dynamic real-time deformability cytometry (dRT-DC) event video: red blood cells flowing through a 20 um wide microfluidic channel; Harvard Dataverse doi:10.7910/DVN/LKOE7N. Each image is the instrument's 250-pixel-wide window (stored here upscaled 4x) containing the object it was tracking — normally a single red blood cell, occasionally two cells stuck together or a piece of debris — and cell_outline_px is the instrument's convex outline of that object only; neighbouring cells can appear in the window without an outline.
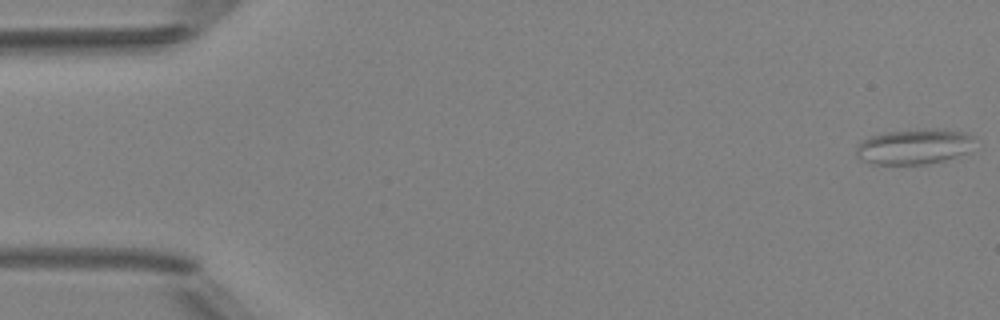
{"species": "Egyptian fruit bat (a non-hibernating species)", "species_latin": "Rousettus aegyptiacus", "temperature_condition": "room temperature", "stored_images_in_passage": 8, "camera_frame_rate_fps": 3000, "um_per_image_px": 0.085, "animal": {"sex": "female"}, "frame": {"image": 1, "passage_image": 1, "time_ms": 0.0, "image_size_px": [1000, 320], "cell_outline_px": [[976, 136], [968, 152], [944, 160], [928, 164], [872, 164], [856, 156], [856, 148], [860, 140], [868, 136], [888, 132], [920, 128], [944, 128], [964, 132]], "centroid_in_image_um": [77.71, 12.43], "position_along_channel_um": 7.3, "area_um2": 24.8}}
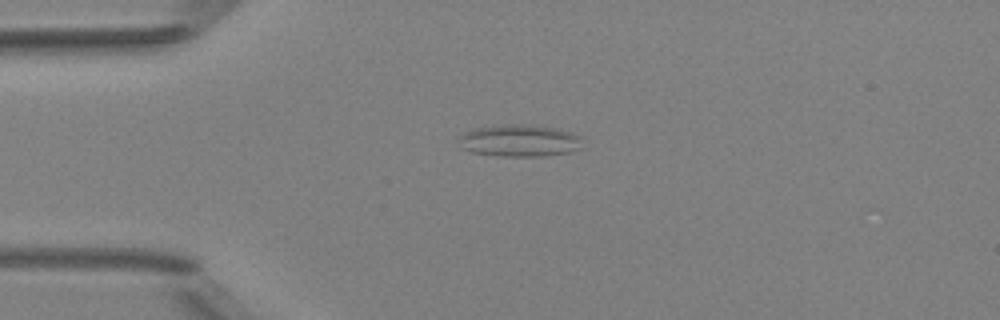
{"frame": {"image": 2, "passage_image": 5, "time_ms": 4.333, "image_size_px": [1000, 320], "cell_outline_px": [[584, 136], [580, 148], [568, 152], [544, 156], [496, 156], [472, 152], [460, 148], [460, 136], [464, 132], [472, 128], [508, 124], [524, 124], [556, 128]], "centroid_in_image_um": [44.16, 11.95], "position_along_channel_um": 40.8, "area_um2": 23.29}}
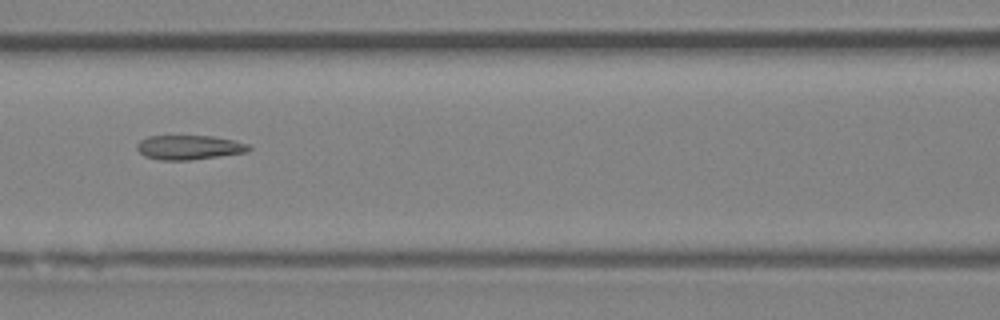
{"frame": {"image": 3, "passage_image": 8, "time_ms": 7.667, "image_size_px": [1000, 320], "cell_outline_px": [[252, 148], [248, 152], [188, 160], [160, 160], [144, 156], [136, 148], [136, 144], [140, 140], [148, 136], [212, 136], [232, 140], [248, 144]], "centroid_in_image_um": [16.05, 12.53], "position_along_channel_um": 150.5, "area_um2": 15.84}}